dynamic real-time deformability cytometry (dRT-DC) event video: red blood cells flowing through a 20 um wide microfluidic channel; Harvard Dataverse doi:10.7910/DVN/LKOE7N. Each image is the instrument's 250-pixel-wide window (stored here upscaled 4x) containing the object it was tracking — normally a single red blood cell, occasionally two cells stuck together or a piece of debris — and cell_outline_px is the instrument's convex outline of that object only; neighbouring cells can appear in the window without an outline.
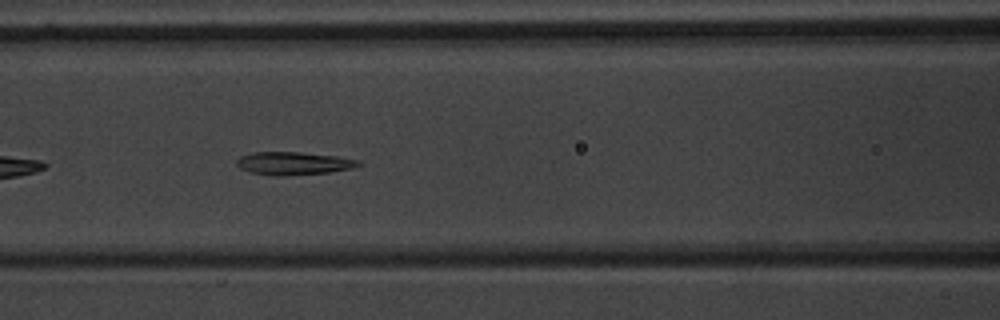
{"species": "common noctule bat (a hibernating species)", "species_latin": "Nyctalus noctula", "temperature_condition": "warm", "stored_images_in_passage": 29, "segment_of_instrument_passage": [1, 2], "camera_frame_rate_fps": 3000, "um_per_image_px": 0.085, "animal": {"sex": "male", "body_mass_g": 20.1, "forearm_length_mm": 53.5}, "frame": {"image": 1, "passage_image": 8, "time_ms": 2.333, "image_size_px": [1000, 320], "cell_outline_px": [[364, 164], [352, 168], [328, 172], [284, 176], [272, 176], [252, 172], [240, 168], [236, 164], [236, 160], [240, 156], [252, 152], [300, 152], [340, 156], [360, 160]], "centroid_in_image_um": [24.98, 13.88], "position_along_channel_um": 141.6, "area_um2": 16.47}}
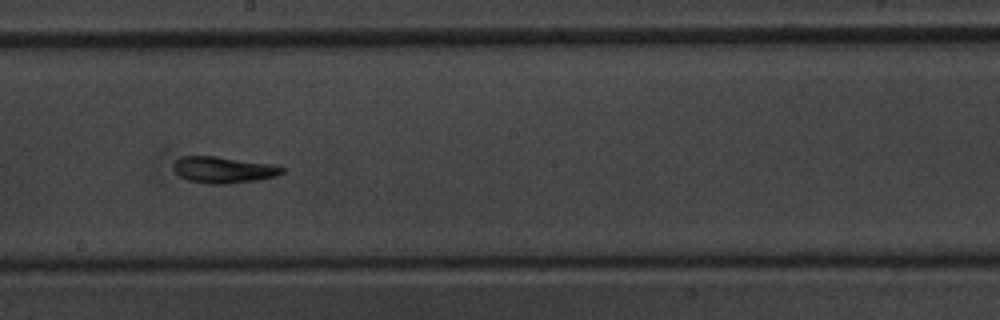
{"frame": {"image": 2, "passage_image": 15, "time_ms": 4.667, "image_size_px": [1000, 320], "cell_outline_px": [[284, 172], [276, 176], [256, 180], [224, 184], [208, 184], [188, 180], [180, 176], [172, 168], [172, 164], [180, 156], [216, 156], [276, 164], [284, 168]], "centroid_in_image_um": [18.99, 14.42], "position_along_channel_um": 229.2, "area_um2": 16.88}}
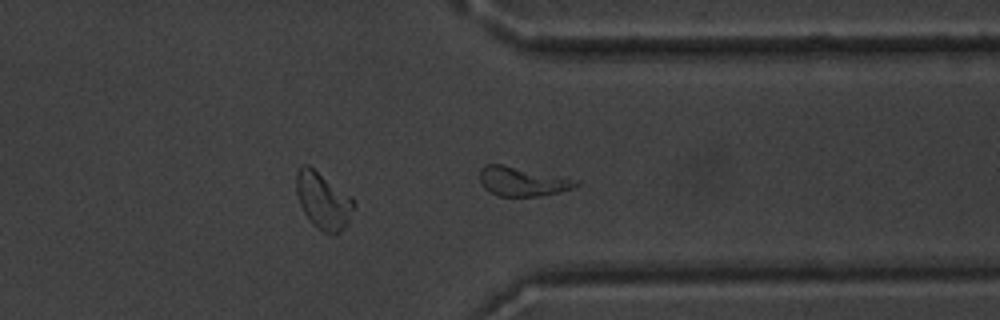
{"frame": {"image": 3, "passage_image": 26, "time_ms": 8.333, "image_size_px": [1000, 320], "cell_outline_px": [[580, 184], [572, 188], [540, 196], [500, 196], [488, 192], [484, 188], [480, 180], [480, 168], [484, 164], [500, 164], [580, 180]], "centroid_in_image_um": [44.37, 15.42], "position_along_channel_um": 367.0, "area_um2": 16.24}}